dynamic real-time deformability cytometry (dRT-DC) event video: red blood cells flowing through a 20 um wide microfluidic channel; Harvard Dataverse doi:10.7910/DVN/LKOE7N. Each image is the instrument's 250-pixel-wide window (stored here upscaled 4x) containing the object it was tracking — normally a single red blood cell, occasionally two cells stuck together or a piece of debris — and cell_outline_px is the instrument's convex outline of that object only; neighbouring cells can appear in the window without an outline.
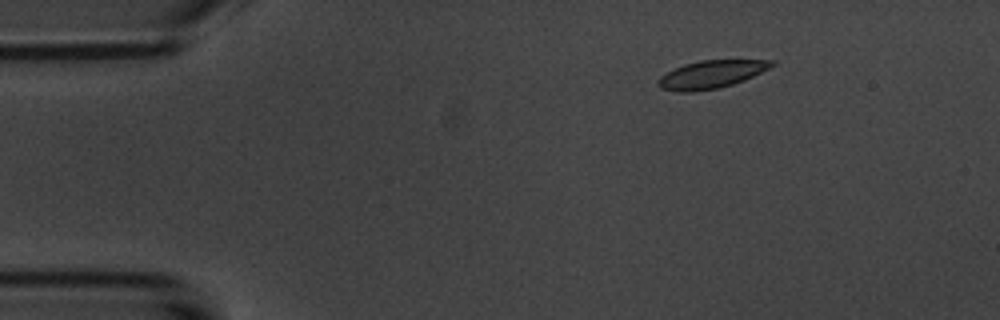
{"species": "common noctule bat (a hibernating species)", "species_latin": "Nyctalus noctula", "temperature_condition": "room temperature", "stored_images_in_passage": 47, "camera_frame_rate_fps": 3000, "um_per_image_px": 0.085, "animal": {"sex": "male", "body_mass_g": 20.1, "forearm_length_mm": 53.5}, "frame": {"image": 1, "passage_image": 1, "time_ms": 0.0, "image_size_px": [1000, 320], "cell_outline_px": [[776, 64], [744, 80], [720, 88], [692, 92], [680, 92], [660, 88], [656, 84], [656, 80], [660, 76], [684, 64], [700, 60], [776, 60]], "centroid_in_image_um": [60.42, 6.33], "position_along_channel_um": 24.6, "area_um2": 18.38}}
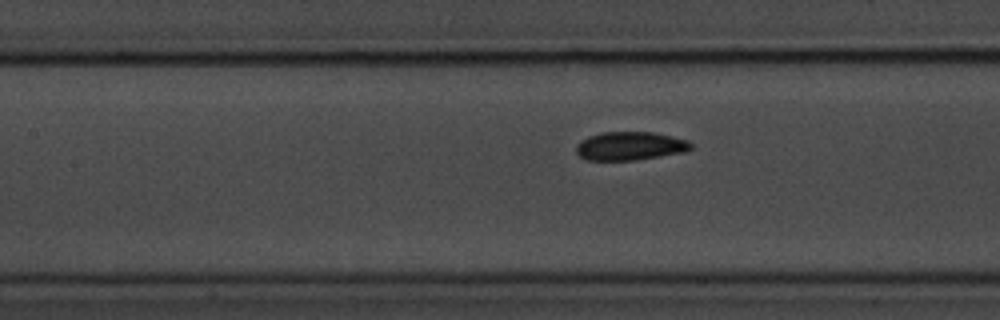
{"frame": {"image": 2, "passage_image": 17, "time_ms": 5.333, "image_size_px": [1000, 320], "cell_outline_px": [[692, 148], [684, 152], [660, 156], [632, 160], [584, 160], [576, 152], [576, 144], [580, 140], [588, 136], [600, 132], [652, 132], [672, 136], [688, 140], [692, 144]], "centroid_in_image_um": [53.52, 12.4], "position_along_channel_um": 153.9, "area_um2": 19.13}}
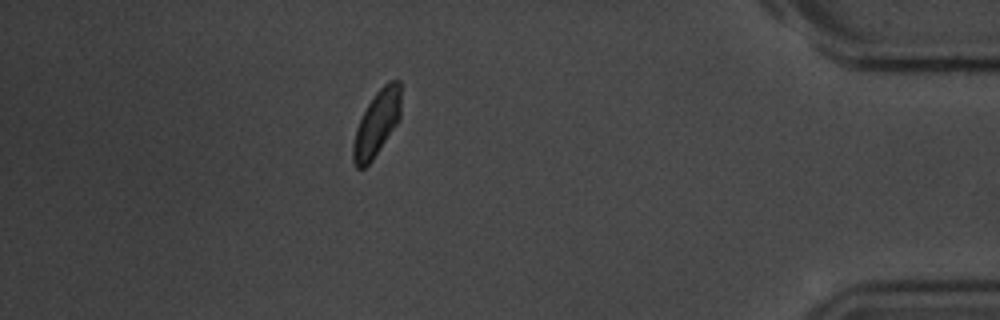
{"frame": {"image": 3, "passage_image": 41, "time_ms": 13.333, "image_size_px": [1000, 320], "cell_outline_px": [[400, 120], [372, 160], [364, 168], [356, 168], [352, 160], [352, 144], [356, 128], [368, 104], [376, 92], [388, 80], [400, 80]], "centroid_in_image_um": [32.02, 10.5], "position_along_channel_um": 403.2, "area_um2": 18.21}, "authors_computed_cell_mechanics": {"area_um2": 19.0162, "velocity_mm_per_s": 3.6811, "shape_relaxation_time_tau1_ms": 5.5346, "shape_relaxation_time_tau2_ms": 0.8756, "deformation_change_tau1": 0.183, "deformation_change_tau2": 0.0519}}